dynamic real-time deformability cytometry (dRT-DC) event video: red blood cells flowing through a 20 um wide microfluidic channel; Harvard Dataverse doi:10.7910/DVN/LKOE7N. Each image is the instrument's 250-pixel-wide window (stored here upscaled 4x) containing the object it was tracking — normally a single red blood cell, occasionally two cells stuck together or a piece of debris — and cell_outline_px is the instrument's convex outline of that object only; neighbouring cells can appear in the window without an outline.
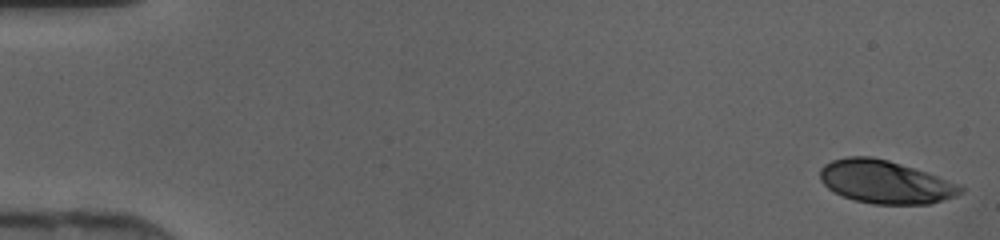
{"species": "human", "species_latin": "Homo sapiens", "temperature_condition": "cold", "stored_images_in_passage": 47, "camera_frame_rate_fps": 3000, "um_per_image_px": 0.085, "donor": {"sex": "female"}, "frame": {"image": 1, "passage_image": 1, "time_ms": 0.0, "image_size_px": [1000, 240], "cell_outline_px": [[964, 192], [956, 196], [928, 204], [872, 204], [856, 200], [844, 196], [828, 188], [820, 180], [820, 168], [824, 164], [832, 160], [848, 156], [872, 156], [888, 160], [960, 184], [964, 188]], "centroid_in_image_um": [75.23, 15.46], "position_along_channel_um": 9.8, "area_um2": 34.97}}
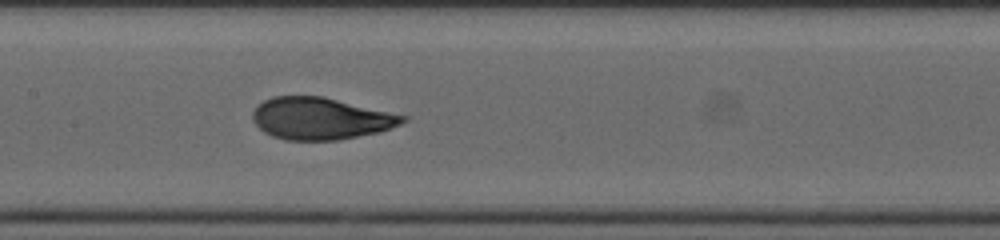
{"frame": {"image": 2, "passage_image": 23, "time_ms": 7.333, "image_size_px": [1000, 240], "cell_outline_px": [[408, 120], [400, 124], [380, 132], [336, 140], [284, 140], [272, 136], [264, 132], [252, 120], [252, 112], [264, 100], [272, 96], [324, 96], [408, 116]], "centroid_in_image_um": [27.26, 10.07], "position_along_channel_um": 180.1, "area_um2": 36.76}}
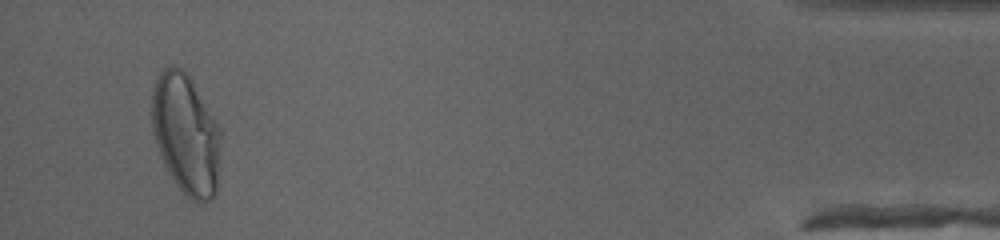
{"frame": {"image": 3, "passage_image": 44, "time_ms": 14.333, "image_size_px": [1000, 240], "cell_outline_px": [[220, 136], [216, 192], [208, 200], [200, 204], [184, 196], [168, 172], [160, 156], [152, 132], [152, 88], [156, 76], [164, 68], [172, 64], [180, 68], [188, 76], [220, 128]], "centroid_in_image_um": [15.76, 11.42], "position_along_channel_um": 419.4, "area_um2": 48.03}}